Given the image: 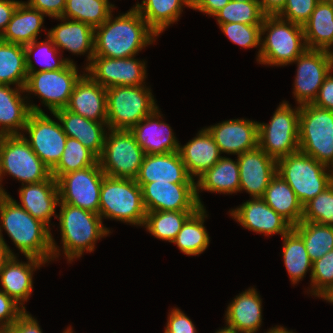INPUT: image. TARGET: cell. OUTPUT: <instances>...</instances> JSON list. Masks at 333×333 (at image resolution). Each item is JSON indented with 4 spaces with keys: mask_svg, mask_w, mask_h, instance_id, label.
Segmentation results:
<instances>
[{
    "mask_svg": "<svg viewBox=\"0 0 333 333\" xmlns=\"http://www.w3.org/2000/svg\"><path fill=\"white\" fill-rule=\"evenodd\" d=\"M312 104L316 107L333 111V69L325 77Z\"/></svg>",
    "mask_w": 333,
    "mask_h": 333,
    "instance_id": "cell-52",
    "label": "cell"
},
{
    "mask_svg": "<svg viewBox=\"0 0 333 333\" xmlns=\"http://www.w3.org/2000/svg\"><path fill=\"white\" fill-rule=\"evenodd\" d=\"M58 206L62 252L69 263L84 252H93L97 241L111 233L99 214L62 202Z\"/></svg>",
    "mask_w": 333,
    "mask_h": 333,
    "instance_id": "cell-3",
    "label": "cell"
},
{
    "mask_svg": "<svg viewBox=\"0 0 333 333\" xmlns=\"http://www.w3.org/2000/svg\"><path fill=\"white\" fill-rule=\"evenodd\" d=\"M180 157L186 166L188 174L194 179L214 166L222 157L213 136L206 128L198 131L196 137L186 145H179Z\"/></svg>",
    "mask_w": 333,
    "mask_h": 333,
    "instance_id": "cell-30",
    "label": "cell"
},
{
    "mask_svg": "<svg viewBox=\"0 0 333 333\" xmlns=\"http://www.w3.org/2000/svg\"><path fill=\"white\" fill-rule=\"evenodd\" d=\"M262 199L292 226L302 221L303 205L293 189L278 173L271 179Z\"/></svg>",
    "mask_w": 333,
    "mask_h": 333,
    "instance_id": "cell-34",
    "label": "cell"
},
{
    "mask_svg": "<svg viewBox=\"0 0 333 333\" xmlns=\"http://www.w3.org/2000/svg\"><path fill=\"white\" fill-rule=\"evenodd\" d=\"M53 116L60 121L64 133L80 141L97 157L102 153L106 136L107 122L92 121L72 113L66 108L56 110Z\"/></svg>",
    "mask_w": 333,
    "mask_h": 333,
    "instance_id": "cell-28",
    "label": "cell"
},
{
    "mask_svg": "<svg viewBox=\"0 0 333 333\" xmlns=\"http://www.w3.org/2000/svg\"><path fill=\"white\" fill-rule=\"evenodd\" d=\"M299 151L333 169V111L300 106Z\"/></svg>",
    "mask_w": 333,
    "mask_h": 333,
    "instance_id": "cell-9",
    "label": "cell"
},
{
    "mask_svg": "<svg viewBox=\"0 0 333 333\" xmlns=\"http://www.w3.org/2000/svg\"><path fill=\"white\" fill-rule=\"evenodd\" d=\"M261 10L266 16H277L286 3V0H258Z\"/></svg>",
    "mask_w": 333,
    "mask_h": 333,
    "instance_id": "cell-56",
    "label": "cell"
},
{
    "mask_svg": "<svg viewBox=\"0 0 333 333\" xmlns=\"http://www.w3.org/2000/svg\"><path fill=\"white\" fill-rule=\"evenodd\" d=\"M13 250L10 249L8 244H6L5 239L0 237V273L5 265V263L11 258V256H16Z\"/></svg>",
    "mask_w": 333,
    "mask_h": 333,
    "instance_id": "cell-57",
    "label": "cell"
},
{
    "mask_svg": "<svg viewBox=\"0 0 333 333\" xmlns=\"http://www.w3.org/2000/svg\"><path fill=\"white\" fill-rule=\"evenodd\" d=\"M302 221L333 226V183L303 205Z\"/></svg>",
    "mask_w": 333,
    "mask_h": 333,
    "instance_id": "cell-45",
    "label": "cell"
},
{
    "mask_svg": "<svg viewBox=\"0 0 333 333\" xmlns=\"http://www.w3.org/2000/svg\"><path fill=\"white\" fill-rule=\"evenodd\" d=\"M302 26L307 49L331 52L333 48V3L331 1L320 0Z\"/></svg>",
    "mask_w": 333,
    "mask_h": 333,
    "instance_id": "cell-32",
    "label": "cell"
},
{
    "mask_svg": "<svg viewBox=\"0 0 333 333\" xmlns=\"http://www.w3.org/2000/svg\"><path fill=\"white\" fill-rule=\"evenodd\" d=\"M206 209L200 207L183 224L172 243L188 256H197L203 253L209 246L210 237L204 226L208 217Z\"/></svg>",
    "mask_w": 333,
    "mask_h": 333,
    "instance_id": "cell-36",
    "label": "cell"
},
{
    "mask_svg": "<svg viewBox=\"0 0 333 333\" xmlns=\"http://www.w3.org/2000/svg\"><path fill=\"white\" fill-rule=\"evenodd\" d=\"M185 5V6H184ZM192 0H143L133 7L147 24L160 35L171 24L178 21L184 7L191 8Z\"/></svg>",
    "mask_w": 333,
    "mask_h": 333,
    "instance_id": "cell-35",
    "label": "cell"
},
{
    "mask_svg": "<svg viewBox=\"0 0 333 333\" xmlns=\"http://www.w3.org/2000/svg\"><path fill=\"white\" fill-rule=\"evenodd\" d=\"M320 0H286L284 8L277 15L283 20L303 25L311 16Z\"/></svg>",
    "mask_w": 333,
    "mask_h": 333,
    "instance_id": "cell-48",
    "label": "cell"
},
{
    "mask_svg": "<svg viewBox=\"0 0 333 333\" xmlns=\"http://www.w3.org/2000/svg\"><path fill=\"white\" fill-rule=\"evenodd\" d=\"M223 34L229 40L243 48H255L259 46L257 52V62L261 48V25H247L243 23H224L219 24Z\"/></svg>",
    "mask_w": 333,
    "mask_h": 333,
    "instance_id": "cell-46",
    "label": "cell"
},
{
    "mask_svg": "<svg viewBox=\"0 0 333 333\" xmlns=\"http://www.w3.org/2000/svg\"><path fill=\"white\" fill-rule=\"evenodd\" d=\"M27 263L20 262L17 256L5 263L0 273L1 291L13 298L25 310L24 303L29 300L33 291V272L47 262L32 256H26Z\"/></svg>",
    "mask_w": 333,
    "mask_h": 333,
    "instance_id": "cell-25",
    "label": "cell"
},
{
    "mask_svg": "<svg viewBox=\"0 0 333 333\" xmlns=\"http://www.w3.org/2000/svg\"><path fill=\"white\" fill-rule=\"evenodd\" d=\"M136 56L129 58H108L93 56L85 68L86 73L101 86H137L145 85L146 63Z\"/></svg>",
    "mask_w": 333,
    "mask_h": 333,
    "instance_id": "cell-16",
    "label": "cell"
},
{
    "mask_svg": "<svg viewBox=\"0 0 333 333\" xmlns=\"http://www.w3.org/2000/svg\"><path fill=\"white\" fill-rule=\"evenodd\" d=\"M196 211L147 212L144 227L155 238L172 243L185 221Z\"/></svg>",
    "mask_w": 333,
    "mask_h": 333,
    "instance_id": "cell-42",
    "label": "cell"
},
{
    "mask_svg": "<svg viewBox=\"0 0 333 333\" xmlns=\"http://www.w3.org/2000/svg\"><path fill=\"white\" fill-rule=\"evenodd\" d=\"M292 229L303 239L312 263L333 250V226L301 221Z\"/></svg>",
    "mask_w": 333,
    "mask_h": 333,
    "instance_id": "cell-40",
    "label": "cell"
},
{
    "mask_svg": "<svg viewBox=\"0 0 333 333\" xmlns=\"http://www.w3.org/2000/svg\"><path fill=\"white\" fill-rule=\"evenodd\" d=\"M296 107L283 101L270 123H258V147L276 160L299 151L300 106Z\"/></svg>",
    "mask_w": 333,
    "mask_h": 333,
    "instance_id": "cell-10",
    "label": "cell"
},
{
    "mask_svg": "<svg viewBox=\"0 0 333 333\" xmlns=\"http://www.w3.org/2000/svg\"><path fill=\"white\" fill-rule=\"evenodd\" d=\"M261 36L259 64L284 67L307 49L303 26L278 16L264 17Z\"/></svg>",
    "mask_w": 333,
    "mask_h": 333,
    "instance_id": "cell-4",
    "label": "cell"
},
{
    "mask_svg": "<svg viewBox=\"0 0 333 333\" xmlns=\"http://www.w3.org/2000/svg\"><path fill=\"white\" fill-rule=\"evenodd\" d=\"M55 19L61 20V23L48 30L47 36L53 41L59 51L64 49L75 55L87 54L88 64L85 65V69L94 56L95 29L84 22L63 17Z\"/></svg>",
    "mask_w": 333,
    "mask_h": 333,
    "instance_id": "cell-27",
    "label": "cell"
},
{
    "mask_svg": "<svg viewBox=\"0 0 333 333\" xmlns=\"http://www.w3.org/2000/svg\"><path fill=\"white\" fill-rule=\"evenodd\" d=\"M229 212L231 217L245 229L266 236H272L273 234L283 236L293 227L285 218L267 205L262 198L247 200Z\"/></svg>",
    "mask_w": 333,
    "mask_h": 333,
    "instance_id": "cell-19",
    "label": "cell"
},
{
    "mask_svg": "<svg viewBox=\"0 0 333 333\" xmlns=\"http://www.w3.org/2000/svg\"><path fill=\"white\" fill-rule=\"evenodd\" d=\"M37 321L29 312L25 311L9 326V333H43Z\"/></svg>",
    "mask_w": 333,
    "mask_h": 333,
    "instance_id": "cell-53",
    "label": "cell"
},
{
    "mask_svg": "<svg viewBox=\"0 0 333 333\" xmlns=\"http://www.w3.org/2000/svg\"><path fill=\"white\" fill-rule=\"evenodd\" d=\"M113 18L95 28L94 56L133 57L159 37L134 7Z\"/></svg>",
    "mask_w": 333,
    "mask_h": 333,
    "instance_id": "cell-2",
    "label": "cell"
},
{
    "mask_svg": "<svg viewBox=\"0 0 333 333\" xmlns=\"http://www.w3.org/2000/svg\"><path fill=\"white\" fill-rule=\"evenodd\" d=\"M44 14L39 10L29 7L21 2L14 12L0 39L9 43L27 45L38 40V34L42 31Z\"/></svg>",
    "mask_w": 333,
    "mask_h": 333,
    "instance_id": "cell-33",
    "label": "cell"
},
{
    "mask_svg": "<svg viewBox=\"0 0 333 333\" xmlns=\"http://www.w3.org/2000/svg\"><path fill=\"white\" fill-rule=\"evenodd\" d=\"M146 212L197 211L201 206L196 196V183H146L142 187Z\"/></svg>",
    "mask_w": 333,
    "mask_h": 333,
    "instance_id": "cell-17",
    "label": "cell"
},
{
    "mask_svg": "<svg viewBox=\"0 0 333 333\" xmlns=\"http://www.w3.org/2000/svg\"><path fill=\"white\" fill-rule=\"evenodd\" d=\"M319 298L326 300L333 304V286H331L326 292H324Z\"/></svg>",
    "mask_w": 333,
    "mask_h": 333,
    "instance_id": "cell-58",
    "label": "cell"
},
{
    "mask_svg": "<svg viewBox=\"0 0 333 333\" xmlns=\"http://www.w3.org/2000/svg\"><path fill=\"white\" fill-rule=\"evenodd\" d=\"M25 3L52 18L62 17L66 7V0H28Z\"/></svg>",
    "mask_w": 333,
    "mask_h": 333,
    "instance_id": "cell-51",
    "label": "cell"
},
{
    "mask_svg": "<svg viewBox=\"0 0 333 333\" xmlns=\"http://www.w3.org/2000/svg\"><path fill=\"white\" fill-rule=\"evenodd\" d=\"M239 164L240 191H246L251 198H262L271 179L277 174V160L261 148L237 156Z\"/></svg>",
    "mask_w": 333,
    "mask_h": 333,
    "instance_id": "cell-18",
    "label": "cell"
},
{
    "mask_svg": "<svg viewBox=\"0 0 333 333\" xmlns=\"http://www.w3.org/2000/svg\"><path fill=\"white\" fill-rule=\"evenodd\" d=\"M310 285L309 293L318 298L333 286V250L312 263Z\"/></svg>",
    "mask_w": 333,
    "mask_h": 333,
    "instance_id": "cell-47",
    "label": "cell"
},
{
    "mask_svg": "<svg viewBox=\"0 0 333 333\" xmlns=\"http://www.w3.org/2000/svg\"><path fill=\"white\" fill-rule=\"evenodd\" d=\"M108 129L130 130L158 107L146 85L113 86L106 89Z\"/></svg>",
    "mask_w": 333,
    "mask_h": 333,
    "instance_id": "cell-7",
    "label": "cell"
},
{
    "mask_svg": "<svg viewBox=\"0 0 333 333\" xmlns=\"http://www.w3.org/2000/svg\"><path fill=\"white\" fill-rule=\"evenodd\" d=\"M83 74L78 73L75 63H68L63 69L28 73L25 92L35 94L51 114L66 108L74 86ZM31 92V93H30Z\"/></svg>",
    "mask_w": 333,
    "mask_h": 333,
    "instance_id": "cell-12",
    "label": "cell"
},
{
    "mask_svg": "<svg viewBox=\"0 0 333 333\" xmlns=\"http://www.w3.org/2000/svg\"><path fill=\"white\" fill-rule=\"evenodd\" d=\"M0 333H9V327H7V328H0Z\"/></svg>",
    "mask_w": 333,
    "mask_h": 333,
    "instance_id": "cell-61",
    "label": "cell"
},
{
    "mask_svg": "<svg viewBox=\"0 0 333 333\" xmlns=\"http://www.w3.org/2000/svg\"><path fill=\"white\" fill-rule=\"evenodd\" d=\"M281 238H283L282 256L291 283L295 285L302 281L309 270L311 280L312 262L303 239L293 229Z\"/></svg>",
    "mask_w": 333,
    "mask_h": 333,
    "instance_id": "cell-38",
    "label": "cell"
},
{
    "mask_svg": "<svg viewBox=\"0 0 333 333\" xmlns=\"http://www.w3.org/2000/svg\"><path fill=\"white\" fill-rule=\"evenodd\" d=\"M5 174L23 184L39 183L51 176L43 163L22 135L0 136V194L8 195L2 186Z\"/></svg>",
    "mask_w": 333,
    "mask_h": 333,
    "instance_id": "cell-8",
    "label": "cell"
},
{
    "mask_svg": "<svg viewBox=\"0 0 333 333\" xmlns=\"http://www.w3.org/2000/svg\"><path fill=\"white\" fill-rule=\"evenodd\" d=\"M83 73L74 86L66 109L92 121L107 122L106 88L85 70Z\"/></svg>",
    "mask_w": 333,
    "mask_h": 333,
    "instance_id": "cell-24",
    "label": "cell"
},
{
    "mask_svg": "<svg viewBox=\"0 0 333 333\" xmlns=\"http://www.w3.org/2000/svg\"><path fill=\"white\" fill-rule=\"evenodd\" d=\"M146 213L142 188L135 180L104 176L99 203L102 220L106 218L143 226Z\"/></svg>",
    "mask_w": 333,
    "mask_h": 333,
    "instance_id": "cell-6",
    "label": "cell"
},
{
    "mask_svg": "<svg viewBox=\"0 0 333 333\" xmlns=\"http://www.w3.org/2000/svg\"><path fill=\"white\" fill-rule=\"evenodd\" d=\"M22 1L17 0H0V36L6 29L18 5Z\"/></svg>",
    "mask_w": 333,
    "mask_h": 333,
    "instance_id": "cell-55",
    "label": "cell"
},
{
    "mask_svg": "<svg viewBox=\"0 0 333 333\" xmlns=\"http://www.w3.org/2000/svg\"><path fill=\"white\" fill-rule=\"evenodd\" d=\"M226 326L240 333H256L262 324V299L255 288H248L229 303Z\"/></svg>",
    "mask_w": 333,
    "mask_h": 333,
    "instance_id": "cell-29",
    "label": "cell"
},
{
    "mask_svg": "<svg viewBox=\"0 0 333 333\" xmlns=\"http://www.w3.org/2000/svg\"><path fill=\"white\" fill-rule=\"evenodd\" d=\"M27 76L24 46L0 39V84L24 88Z\"/></svg>",
    "mask_w": 333,
    "mask_h": 333,
    "instance_id": "cell-37",
    "label": "cell"
},
{
    "mask_svg": "<svg viewBox=\"0 0 333 333\" xmlns=\"http://www.w3.org/2000/svg\"><path fill=\"white\" fill-rule=\"evenodd\" d=\"M257 121L230 119L207 127L221 154L240 155L258 147Z\"/></svg>",
    "mask_w": 333,
    "mask_h": 333,
    "instance_id": "cell-20",
    "label": "cell"
},
{
    "mask_svg": "<svg viewBox=\"0 0 333 333\" xmlns=\"http://www.w3.org/2000/svg\"><path fill=\"white\" fill-rule=\"evenodd\" d=\"M104 176L99 162L62 175L57 180L59 202L99 214L100 190Z\"/></svg>",
    "mask_w": 333,
    "mask_h": 333,
    "instance_id": "cell-13",
    "label": "cell"
},
{
    "mask_svg": "<svg viewBox=\"0 0 333 333\" xmlns=\"http://www.w3.org/2000/svg\"><path fill=\"white\" fill-rule=\"evenodd\" d=\"M104 147L98 157L106 176L133 179L138 175L145 153L130 130L107 129Z\"/></svg>",
    "mask_w": 333,
    "mask_h": 333,
    "instance_id": "cell-11",
    "label": "cell"
},
{
    "mask_svg": "<svg viewBox=\"0 0 333 333\" xmlns=\"http://www.w3.org/2000/svg\"><path fill=\"white\" fill-rule=\"evenodd\" d=\"M266 333H294V332L287 330V328L283 326H275L269 329Z\"/></svg>",
    "mask_w": 333,
    "mask_h": 333,
    "instance_id": "cell-59",
    "label": "cell"
},
{
    "mask_svg": "<svg viewBox=\"0 0 333 333\" xmlns=\"http://www.w3.org/2000/svg\"><path fill=\"white\" fill-rule=\"evenodd\" d=\"M26 310L0 290V328L11 326Z\"/></svg>",
    "mask_w": 333,
    "mask_h": 333,
    "instance_id": "cell-49",
    "label": "cell"
},
{
    "mask_svg": "<svg viewBox=\"0 0 333 333\" xmlns=\"http://www.w3.org/2000/svg\"><path fill=\"white\" fill-rule=\"evenodd\" d=\"M216 333H240V332L225 325V327H223L222 329L217 330Z\"/></svg>",
    "mask_w": 333,
    "mask_h": 333,
    "instance_id": "cell-60",
    "label": "cell"
},
{
    "mask_svg": "<svg viewBox=\"0 0 333 333\" xmlns=\"http://www.w3.org/2000/svg\"><path fill=\"white\" fill-rule=\"evenodd\" d=\"M62 333H73L72 327H67Z\"/></svg>",
    "mask_w": 333,
    "mask_h": 333,
    "instance_id": "cell-62",
    "label": "cell"
},
{
    "mask_svg": "<svg viewBox=\"0 0 333 333\" xmlns=\"http://www.w3.org/2000/svg\"><path fill=\"white\" fill-rule=\"evenodd\" d=\"M265 16L258 0L243 2L231 0L214 15L218 25L233 22L247 25H262Z\"/></svg>",
    "mask_w": 333,
    "mask_h": 333,
    "instance_id": "cell-44",
    "label": "cell"
},
{
    "mask_svg": "<svg viewBox=\"0 0 333 333\" xmlns=\"http://www.w3.org/2000/svg\"><path fill=\"white\" fill-rule=\"evenodd\" d=\"M187 172L179 152L145 154L136 183L142 188L146 183H196Z\"/></svg>",
    "mask_w": 333,
    "mask_h": 333,
    "instance_id": "cell-22",
    "label": "cell"
},
{
    "mask_svg": "<svg viewBox=\"0 0 333 333\" xmlns=\"http://www.w3.org/2000/svg\"><path fill=\"white\" fill-rule=\"evenodd\" d=\"M292 63H297L293 95L297 105L312 104L325 77L333 69L329 51L306 49Z\"/></svg>",
    "mask_w": 333,
    "mask_h": 333,
    "instance_id": "cell-15",
    "label": "cell"
},
{
    "mask_svg": "<svg viewBox=\"0 0 333 333\" xmlns=\"http://www.w3.org/2000/svg\"><path fill=\"white\" fill-rule=\"evenodd\" d=\"M98 157L75 138L67 137L64 151L51 175L58 180L62 175L93 166Z\"/></svg>",
    "mask_w": 333,
    "mask_h": 333,
    "instance_id": "cell-43",
    "label": "cell"
},
{
    "mask_svg": "<svg viewBox=\"0 0 333 333\" xmlns=\"http://www.w3.org/2000/svg\"><path fill=\"white\" fill-rule=\"evenodd\" d=\"M46 38V40L44 39L40 42L34 40L30 44L24 46L27 73L38 71H54L63 69L68 63H74L73 60L62 58L61 56L63 55L60 54L61 52L54 45L53 41L48 36ZM58 53L60 54V58H57ZM33 56L36 60V63L40 64L41 67L37 68V66H35V63L32 59Z\"/></svg>",
    "mask_w": 333,
    "mask_h": 333,
    "instance_id": "cell-41",
    "label": "cell"
},
{
    "mask_svg": "<svg viewBox=\"0 0 333 333\" xmlns=\"http://www.w3.org/2000/svg\"><path fill=\"white\" fill-rule=\"evenodd\" d=\"M277 173L304 205L333 183V169L297 151L277 160Z\"/></svg>",
    "mask_w": 333,
    "mask_h": 333,
    "instance_id": "cell-5",
    "label": "cell"
},
{
    "mask_svg": "<svg viewBox=\"0 0 333 333\" xmlns=\"http://www.w3.org/2000/svg\"><path fill=\"white\" fill-rule=\"evenodd\" d=\"M196 181V196L201 207H204L199 192L233 194L239 192V164L231 158L221 157L219 161L206 170ZM200 190V191H199Z\"/></svg>",
    "mask_w": 333,
    "mask_h": 333,
    "instance_id": "cell-31",
    "label": "cell"
},
{
    "mask_svg": "<svg viewBox=\"0 0 333 333\" xmlns=\"http://www.w3.org/2000/svg\"><path fill=\"white\" fill-rule=\"evenodd\" d=\"M0 237L6 231L15 247L26 256L45 262L54 261L61 255L50 228L19 206L12 196L0 194Z\"/></svg>",
    "mask_w": 333,
    "mask_h": 333,
    "instance_id": "cell-1",
    "label": "cell"
},
{
    "mask_svg": "<svg viewBox=\"0 0 333 333\" xmlns=\"http://www.w3.org/2000/svg\"><path fill=\"white\" fill-rule=\"evenodd\" d=\"M192 320L179 308H172L168 314L164 333H197Z\"/></svg>",
    "mask_w": 333,
    "mask_h": 333,
    "instance_id": "cell-50",
    "label": "cell"
},
{
    "mask_svg": "<svg viewBox=\"0 0 333 333\" xmlns=\"http://www.w3.org/2000/svg\"><path fill=\"white\" fill-rule=\"evenodd\" d=\"M22 136L31 149L52 170L61 159L67 135L64 133L60 121L52 120L47 114L32 112L23 130Z\"/></svg>",
    "mask_w": 333,
    "mask_h": 333,
    "instance_id": "cell-14",
    "label": "cell"
},
{
    "mask_svg": "<svg viewBox=\"0 0 333 333\" xmlns=\"http://www.w3.org/2000/svg\"><path fill=\"white\" fill-rule=\"evenodd\" d=\"M22 93H26L24 88L0 84V136L22 135L30 114L44 113L39 106L28 103Z\"/></svg>",
    "mask_w": 333,
    "mask_h": 333,
    "instance_id": "cell-21",
    "label": "cell"
},
{
    "mask_svg": "<svg viewBox=\"0 0 333 333\" xmlns=\"http://www.w3.org/2000/svg\"><path fill=\"white\" fill-rule=\"evenodd\" d=\"M19 198L21 204H17L49 228L51 217L57 219L55 212L59 203V190L57 180L52 175L39 183L23 184L19 189Z\"/></svg>",
    "mask_w": 333,
    "mask_h": 333,
    "instance_id": "cell-26",
    "label": "cell"
},
{
    "mask_svg": "<svg viewBox=\"0 0 333 333\" xmlns=\"http://www.w3.org/2000/svg\"><path fill=\"white\" fill-rule=\"evenodd\" d=\"M236 1L243 2V1H249V0H236Z\"/></svg>",
    "mask_w": 333,
    "mask_h": 333,
    "instance_id": "cell-63",
    "label": "cell"
},
{
    "mask_svg": "<svg viewBox=\"0 0 333 333\" xmlns=\"http://www.w3.org/2000/svg\"><path fill=\"white\" fill-rule=\"evenodd\" d=\"M114 9L115 5L109 0H66L62 17L84 22L95 29L109 18Z\"/></svg>",
    "mask_w": 333,
    "mask_h": 333,
    "instance_id": "cell-39",
    "label": "cell"
},
{
    "mask_svg": "<svg viewBox=\"0 0 333 333\" xmlns=\"http://www.w3.org/2000/svg\"><path fill=\"white\" fill-rule=\"evenodd\" d=\"M161 116L157 108L130 129L145 154H164L179 150V141L169 124L161 121Z\"/></svg>",
    "mask_w": 333,
    "mask_h": 333,
    "instance_id": "cell-23",
    "label": "cell"
},
{
    "mask_svg": "<svg viewBox=\"0 0 333 333\" xmlns=\"http://www.w3.org/2000/svg\"><path fill=\"white\" fill-rule=\"evenodd\" d=\"M231 0H192L191 9L214 16Z\"/></svg>",
    "mask_w": 333,
    "mask_h": 333,
    "instance_id": "cell-54",
    "label": "cell"
}]
</instances>
